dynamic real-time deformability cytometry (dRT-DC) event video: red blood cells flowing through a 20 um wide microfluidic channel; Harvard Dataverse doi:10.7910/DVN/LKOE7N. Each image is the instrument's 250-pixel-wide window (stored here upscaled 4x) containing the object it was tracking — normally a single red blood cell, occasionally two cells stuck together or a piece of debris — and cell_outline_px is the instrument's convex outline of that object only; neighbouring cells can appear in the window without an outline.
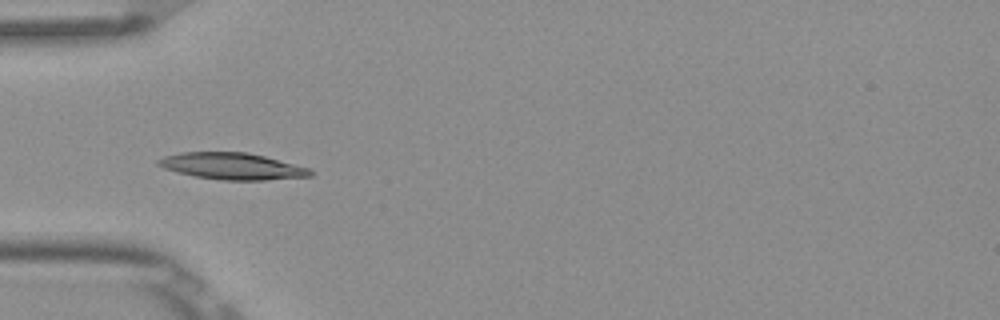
{"species": "Egyptian fruit bat (a non-hibernating species)", "species_latin": "Rousettus aegyptiacus", "temperature_condition": "room temperature", "stored_images_in_passage": 10, "camera_frame_rate_fps": 3000, "um_per_image_px": 0.085, "frame": {"image": 1, "passage_image": 4, "time_ms": 1.0, "image_size_px": [1000, 320], "cell_outline_px": [[312, 176], [264, 180], [224, 180], [196, 176], [176, 172], [164, 168], [156, 164], [156, 160], [164, 156], [180, 152], [248, 152], [264, 156], [308, 168], [312, 172]], "centroid_in_image_um": [19.68, 14.12], "position_along_channel_um": 65.3, "area_um2": 23.41}}
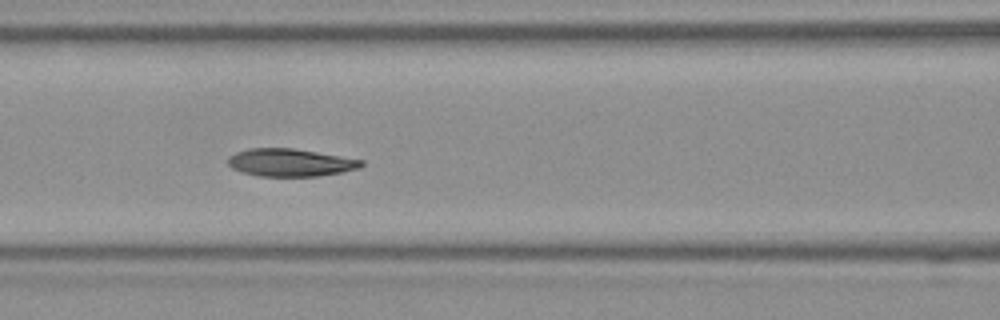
{"frame": {"image": 2, "passage_image": 6, "time_ms": 1.667, "image_size_px": [1000, 320], "cell_outline_px": [[364, 164], [360, 168], [340, 172], [316, 176], [260, 176], [244, 172], [232, 168], [228, 164], [228, 156], [236, 152], [248, 148], [292, 148], [364, 160]], "centroid_in_image_um": [24.66, 13.81], "position_along_channel_um": 141.9, "area_um2": 21.33}}
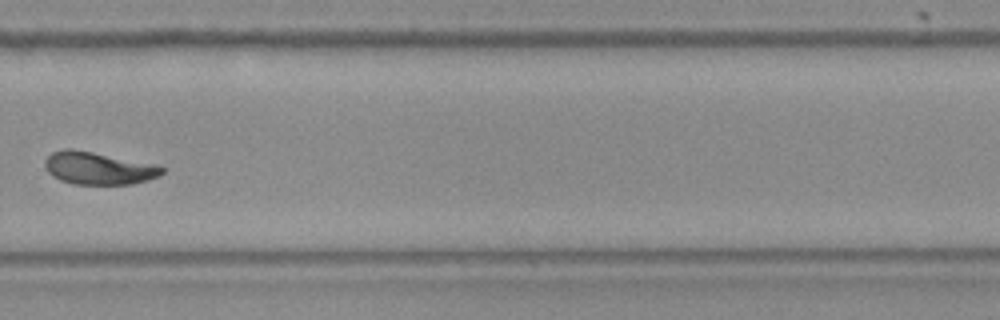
{"frame": {"image": 3, "passage_image": 10, "time_ms": 3.0, "image_size_px": [1000, 320], "cell_outline_px": [[164, 172], [160, 176], [148, 180], [132, 184], [72, 184], [60, 180], [52, 176], [48, 172], [44, 164], [44, 160], [52, 152], [64, 148], [72, 148], [156, 164], [164, 168]], "centroid_in_image_um": [8.36, 14.29], "position_along_channel_um": 321.4, "area_um2": 22.37}}